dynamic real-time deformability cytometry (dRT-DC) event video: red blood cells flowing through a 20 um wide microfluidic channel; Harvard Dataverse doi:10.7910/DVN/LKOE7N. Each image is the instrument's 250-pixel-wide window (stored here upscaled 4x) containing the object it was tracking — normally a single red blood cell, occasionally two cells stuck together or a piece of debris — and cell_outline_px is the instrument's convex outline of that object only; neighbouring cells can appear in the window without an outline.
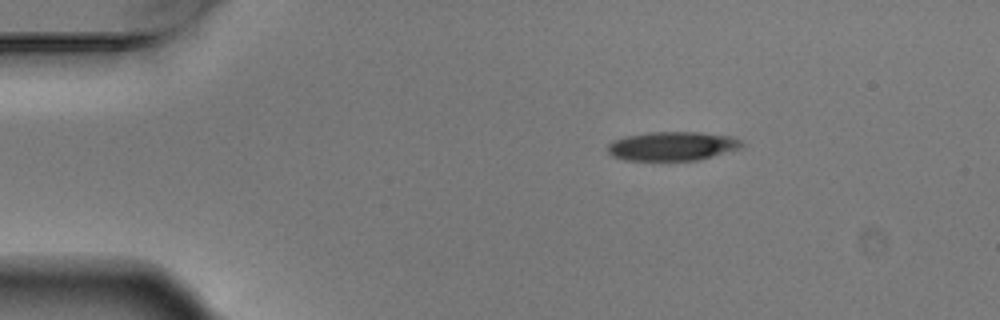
{"species": "Egyptian fruit bat (a non-hibernating species)", "species_latin": "Rousettus aegyptiacus", "temperature_condition": "warm", "stored_images_in_passage": 3, "camera_frame_rate_fps": 3000, "um_per_image_px": 0.085, "animal": {"sex": "male"}, "frame": {"image": 1, "passage_image": 1, "time_ms": 0.0, "image_size_px": [1000, 320], "cell_outline_px": [[744, 148], [696, 160], [624, 160], [612, 156], [608, 152], [608, 144], [612, 140], [624, 136], [652, 132], [700, 132], [732, 136], [744, 140]], "centroid_in_image_um": [57.19, 12.41], "position_along_channel_um": 27.8, "area_um2": 22.89}}